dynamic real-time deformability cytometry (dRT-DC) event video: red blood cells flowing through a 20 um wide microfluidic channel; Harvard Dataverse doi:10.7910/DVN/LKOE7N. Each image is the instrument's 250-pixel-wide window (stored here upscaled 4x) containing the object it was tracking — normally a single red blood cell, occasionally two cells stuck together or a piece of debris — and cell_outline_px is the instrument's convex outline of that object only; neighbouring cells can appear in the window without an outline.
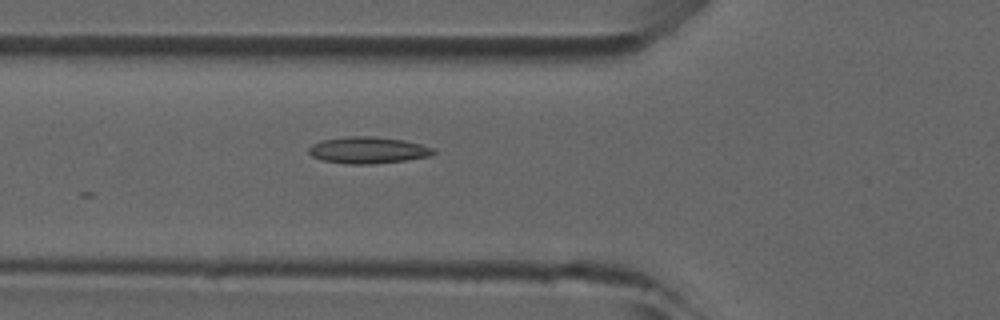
{"species": "common noctule bat (a hibernating species)", "species_latin": "Nyctalus noctula", "temperature_condition": "room temperature", "stored_images_in_passage": 11, "camera_frame_rate_fps": 3000, "um_per_image_px": 0.085, "animal": {"sex": "male", "forearm_length_mm": 52.5}, "frame": {"image": 1, "passage_image": 8, "time_ms": 2.333, "image_size_px": [1000, 320], "cell_outline_px": [[436, 152], [432, 156], [404, 160], [372, 164], [348, 164], [324, 160], [312, 156], [308, 152], [308, 148], [312, 144], [320, 140], [344, 136], [372, 136], [404, 140], [436, 148]], "centroid_in_image_um": [31.29, 12.75], "position_along_channel_um": 94.5, "area_um2": 19.48}}